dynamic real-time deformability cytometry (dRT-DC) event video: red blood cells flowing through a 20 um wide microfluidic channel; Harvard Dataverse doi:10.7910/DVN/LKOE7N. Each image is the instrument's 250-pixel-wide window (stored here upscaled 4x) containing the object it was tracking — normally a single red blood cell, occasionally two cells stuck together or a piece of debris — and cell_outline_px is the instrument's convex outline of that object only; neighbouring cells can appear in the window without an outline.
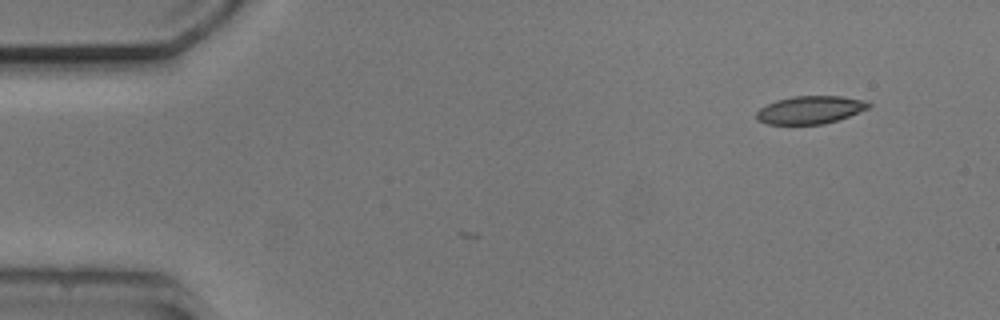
{"species": "common noctule bat (a hibernating species)", "species_latin": "Nyctalus noctula", "temperature_condition": "cold", "stored_images_in_passage": 2, "camera_frame_rate_fps": 3000, "um_per_image_px": 0.085, "animal": {"sex": "male", "body_mass_g": 20.5, "forearm_length_mm": 52.5}, "frame": {"image": 1, "passage_image": 2, "time_ms": 1.0, "image_size_px": [1000, 320], "cell_outline_px": [[872, 104], [868, 108], [848, 116], [824, 124], [768, 124], [756, 120], [756, 112], [760, 108], [776, 100], [792, 96], [840, 96], [868, 100]], "centroid_in_image_um": [68.86, 9.33], "position_along_channel_um": 16.1, "area_um2": 18.21}}